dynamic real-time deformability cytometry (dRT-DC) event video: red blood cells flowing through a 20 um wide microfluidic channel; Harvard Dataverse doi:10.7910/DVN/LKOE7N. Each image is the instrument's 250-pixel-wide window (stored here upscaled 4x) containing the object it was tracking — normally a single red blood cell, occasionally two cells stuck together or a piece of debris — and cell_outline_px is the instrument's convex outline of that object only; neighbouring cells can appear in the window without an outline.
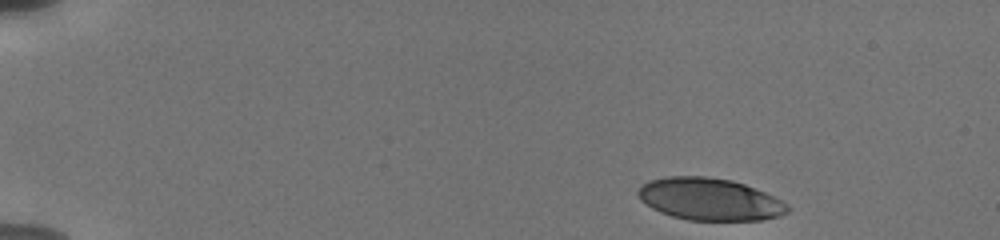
{"species": "human", "species_latin": "Homo sapiens", "temperature_condition": "cold", "stored_images_in_passage": 1, "camera_frame_rate_fps": 3000, "um_per_image_px": 0.085, "donor": {"sex": "male"}, "frame": {"image": 1, "passage_image": 1, "time_ms": 0.0, "image_size_px": [1000, 240], "cell_outline_px": [[788, 212], [776, 216], [760, 220], [688, 220], [672, 216], [660, 212], [652, 208], [640, 200], [636, 192], [640, 184], [648, 180], [664, 176], [708, 176], [732, 180], [744, 184], [764, 192], [788, 204]], "centroid_in_image_um": [60.24, 16.92], "position_along_channel_um": 24.8, "area_um2": 36.82}}